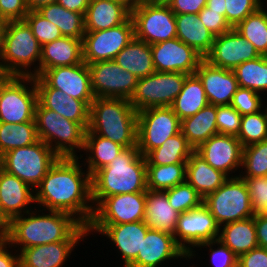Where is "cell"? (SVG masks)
<instances>
[{
  "instance_id": "89a4df30",
  "label": "cell",
  "mask_w": 267,
  "mask_h": 267,
  "mask_svg": "<svg viewBox=\"0 0 267 267\" xmlns=\"http://www.w3.org/2000/svg\"><path fill=\"white\" fill-rule=\"evenodd\" d=\"M4 24H5V21L0 17V35H1L2 31H3Z\"/></svg>"
},
{
  "instance_id": "03108f58",
  "label": "cell",
  "mask_w": 267,
  "mask_h": 267,
  "mask_svg": "<svg viewBox=\"0 0 267 267\" xmlns=\"http://www.w3.org/2000/svg\"><path fill=\"white\" fill-rule=\"evenodd\" d=\"M8 244L6 236H0V251Z\"/></svg>"
},
{
  "instance_id": "6f0895ef",
  "label": "cell",
  "mask_w": 267,
  "mask_h": 267,
  "mask_svg": "<svg viewBox=\"0 0 267 267\" xmlns=\"http://www.w3.org/2000/svg\"><path fill=\"white\" fill-rule=\"evenodd\" d=\"M254 223L258 246L267 249V213L255 214Z\"/></svg>"
},
{
  "instance_id": "d4e9b609",
  "label": "cell",
  "mask_w": 267,
  "mask_h": 267,
  "mask_svg": "<svg viewBox=\"0 0 267 267\" xmlns=\"http://www.w3.org/2000/svg\"><path fill=\"white\" fill-rule=\"evenodd\" d=\"M34 208V189L4 170L0 176V213L4 219L9 223Z\"/></svg>"
},
{
  "instance_id": "52a82bcc",
  "label": "cell",
  "mask_w": 267,
  "mask_h": 267,
  "mask_svg": "<svg viewBox=\"0 0 267 267\" xmlns=\"http://www.w3.org/2000/svg\"><path fill=\"white\" fill-rule=\"evenodd\" d=\"M203 205L219 226L255 216L247 184L240 176L229 177L203 199Z\"/></svg>"
},
{
  "instance_id": "9f6ffc18",
  "label": "cell",
  "mask_w": 267,
  "mask_h": 267,
  "mask_svg": "<svg viewBox=\"0 0 267 267\" xmlns=\"http://www.w3.org/2000/svg\"><path fill=\"white\" fill-rule=\"evenodd\" d=\"M207 0H172L168 5L175 15L198 14L205 6Z\"/></svg>"
},
{
  "instance_id": "1f68e13d",
  "label": "cell",
  "mask_w": 267,
  "mask_h": 267,
  "mask_svg": "<svg viewBox=\"0 0 267 267\" xmlns=\"http://www.w3.org/2000/svg\"><path fill=\"white\" fill-rule=\"evenodd\" d=\"M216 115L217 105L208 104L195 115L181 120L180 130L194 150L218 134Z\"/></svg>"
},
{
  "instance_id": "836d02e7",
  "label": "cell",
  "mask_w": 267,
  "mask_h": 267,
  "mask_svg": "<svg viewBox=\"0 0 267 267\" xmlns=\"http://www.w3.org/2000/svg\"><path fill=\"white\" fill-rule=\"evenodd\" d=\"M218 240L237 257L258 247L254 216L220 226Z\"/></svg>"
},
{
  "instance_id": "30bf717a",
  "label": "cell",
  "mask_w": 267,
  "mask_h": 267,
  "mask_svg": "<svg viewBox=\"0 0 267 267\" xmlns=\"http://www.w3.org/2000/svg\"><path fill=\"white\" fill-rule=\"evenodd\" d=\"M135 38L150 45L177 37L175 14L169 5L136 1L131 8Z\"/></svg>"
},
{
  "instance_id": "ac0fdd59",
  "label": "cell",
  "mask_w": 267,
  "mask_h": 267,
  "mask_svg": "<svg viewBox=\"0 0 267 267\" xmlns=\"http://www.w3.org/2000/svg\"><path fill=\"white\" fill-rule=\"evenodd\" d=\"M259 56L255 47L232 28L215 37L211 50L204 60L215 67L234 70L243 62L254 60Z\"/></svg>"
},
{
  "instance_id": "f35d334b",
  "label": "cell",
  "mask_w": 267,
  "mask_h": 267,
  "mask_svg": "<svg viewBox=\"0 0 267 267\" xmlns=\"http://www.w3.org/2000/svg\"><path fill=\"white\" fill-rule=\"evenodd\" d=\"M249 41L260 56H267V7L262 5L235 28Z\"/></svg>"
},
{
  "instance_id": "3957f363",
  "label": "cell",
  "mask_w": 267,
  "mask_h": 267,
  "mask_svg": "<svg viewBox=\"0 0 267 267\" xmlns=\"http://www.w3.org/2000/svg\"><path fill=\"white\" fill-rule=\"evenodd\" d=\"M94 208L112 195L146 192V158L138 147L125 148L107 166L91 176Z\"/></svg>"
},
{
  "instance_id": "680465c9",
  "label": "cell",
  "mask_w": 267,
  "mask_h": 267,
  "mask_svg": "<svg viewBox=\"0 0 267 267\" xmlns=\"http://www.w3.org/2000/svg\"><path fill=\"white\" fill-rule=\"evenodd\" d=\"M11 249H12V247L8 243L0 251V267H20L19 253L14 248L12 250Z\"/></svg>"
},
{
  "instance_id": "cb8c5ba5",
  "label": "cell",
  "mask_w": 267,
  "mask_h": 267,
  "mask_svg": "<svg viewBox=\"0 0 267 267\" xmlns=\"http://www.w3.org/2000/svg\"><path fill=\"white\" fill-rule=\"evenodd\" d=\"M194 74L202 82L209 104L217 106L231 104L239 88L233 70L215 67L203 59Z\"/></svg>"
},
{
  "instance_id": "e7e4bbea",
  "label": "cell",
  "mask_w": 267,
  "mask_h": 267,
  "mask_svg": "<svg viewBox=\"0 0 267 267\" xmlns=\"http://www.w3.org/2000/svg\"><path fill=\"white\" fill-rule=\"evenodd\" d=\"M109 1H115V2H118V3H123L130 11H131V8L136 3V0H109Z\"/></svg>"
},
{
  "instance_id": "e575fe53",
  "label": "cell",
  "mask_w": 267,
  "mask_h": 267,
  "mask_svg": "<svg viewBox=\"0 0 267 267\" xmlns=\"http://www.w3.org/2000/svg\"><path fill=\"white\" fill-rule=\"evenodd\" d=\"M114 61L138 79L154 73L151 45L134 38L116 55Z\"/></svg>"
},
{
  "instance_id": "003e7915",
  "label": "cell",
  "mask_w": 267,
  "mask_h": 267,
  "mask_svg": "<svg viewBox=\"0 0 267 267\" xmlns=\"http://www.w3.org/2000/svg\"><path fill=\"white\" fill-rule=\"evenodd\" d=\"M153 2L155 3H158V4H166L168 5L172 0H152Z\"/></svg>"
},
{
  "instance_id": "603a6c76",
  "label": "cell",
  "mask_w": 267,
  "mask_h": 267,
  "mask_svg": "<svg viewBox=\"0 0 267 267\" xmlns=\"http://www.w3.org/2000/svg\"><path fill=\"white\" fill-rule=\"evenodd\" d=\"M37 102L66 119L79 123L85 130L89 125L90 106L82 100L72 98L61 90L50 87L40 76L34 77Z\"/></svg>"
},
{
  "instance_id": "a7ac6f4b",
  "label": "cell",
  "mask_w": 267,
  "mask_h": 267,
  "mask_svg": "<svg viewBox=\"0 0 267 267\" xmlns=\"http://www.w3.org/2000/svg\"><path fill=\"white\" fill-rule=\"evenodd\" d=\"M4 171L3 156L0 154V176Z\"/></svg>"
},
{
  "instance_id": "816d5d0a",
  "label": "cell",
  "mask_w": 267,
  "mask_h": 267,
  "mask_svg": "<svg viewBox=\"0 0 267 267\" xmlns=\"http://www.w3.org/2000/svg\"><path fill=\"white\" fill-rule=\"evenodd\" d=\"M243 179L249 190L254 213H267V175Z\"/></svg>"
},
{
  "instance_id": "94428289",
  "label": "cell",
  "mask_w": 267,
  "mask_h": 267,
  "mask_svg": "<svg viewBox=\"0 0 267 267\" xmlns=\"http://www.w3.org/2000/svg\"><path fill=\"white\" fill-rule=\"evenodd\" d=\"M206 7L219 14L223 15L226 19V1L225 0H207Z\"/></svg>"
},
{
  "instance_id": "7bdbcfd3",
  "label": "cell",
  "mask_w": 267,
  "mask_h": 267,
  "mask_svg": "<svg viewBox=\"0 0 267 267\" xmlns=\"http://www.w3.org/2000/svg\"><path fill=\"white\" fill-rule=\"evenodd\" d=\"M244 171H243V170ZM267 175V140L243 147L241 178L264 177Z\"/></svg>"
},
{
  "instance_id": "f1b7e54d",
  "label": "cell",
  "mask_w": 267,
  "mask_h": 267,
  "mask_svg": "<svg viewBox=\"0 0 267 267\" xmlns=\"http://www.w3.org/2000/svg\"><path fill=\"white\" fill-rule=\"evenodd\" d=\"M229 177L214 169L195 150L186 163V182L204 199L215 192Z\"/></svg>"
},
{
  "instance_id": "c3c4849f",
  "label": "cell",
  "mask_w": 267,
  "mask_h": 267,
  "mask_svg": "<svg viewBox=\"0 0 267 267\" xmlns=\"http://www.w3.org/2000/svg\"><path fill=\"white\" fill-rule=\"evenodd\" d=\"M217 246V247H216ZM208 247V248H207ZM206 248L212 267H237L238 257L218 239L199 244L196 249ZM209 249V250H208Z\"/></svg>"
},
{
  "instance_id": "bcb514c9",
  "label": "cell",
  "mask_w": 267,
  "mask_h": 267,
  "mask_svg": "<svg viewBox=\"0 0 267 267\" xmlns=\"http://www.w3.org/2000/svg\"><path fill=\"white\" fill-rule=\"evenodd\" d=\"M24 20L31 27L33 35L41 46L63 37L59 28L45 19L38 11H29Z\"/></svg>"
},
{
  "instance_id": "6da1fadb",
  "label": "cell",
  "mask_w": 267,
  "mask_h": 267,
  "mask_svg": "<svg viewBox=\"0 0 267 267\" xmlns=\"http://www.w3.org/2000/svg\"><path fill=\"white\" fill-rule=\"evenodd\" d=\"M79 157H59L35 191V205L62 211L88 226L94 214L91 175Z\"/></svg>"
},
{
  "instance_id": "ba28073f",
  "label": "cell",
  "mask_w": 267,
  "mask_h": 267,
  "mask_svg": "<svg viewBox=\"0 0 267 267\" xmlns=\"http://www.w3.org/2000/svg\"><path fill=\"white\" fill-rule=\"evenodd\" d=\"M36 104L33 76H5L0 81V122H35Z\"/></svg>"
},
{
  "instance_id": "9a60e30c",
  "label": "cell",
  "mask_w": 267,
  "mask_h": 267,
  "mask_svg": "<svg viewBox=\"0 0 267 267\" xmlns=\"http://www.w3.org/2000/svg\"><path fill=\"white\" fill-rule=\"evenodd\" d=\"M91 89L95 98H122L130 100L138 78L124 70L114 60L88 64Z\"/></svg>"
},
{
  "instance_id": "ab89813d",
  "label": "cell",
  "mask_w": 267,
  "mask_h": 267,
  "mask_svg": "<svg viewBox=\"0 0 267 267\" xmlns=\"http://www.w3.org/2000/svg\"><path fill=\"white\" fill-rule=\"evenodd\" d=\"M38 140L35 122H0L1 155L15 148L30 146Z\"/></svg>"
},
{
  "instance_id": "d590c367",
  "label": "cell",
  "mask_w": 267,
  "mask_h": 267,
  "mask_svg": "<svg viewBox=\"0 0 267 267\" xmlns=\"http://www.w3.org/2000/svg\"><path fill=\"white\" fill-rule=\"evenodd\" d=\"M208 104L202 82L193 74L185 79L182 90L175 98L171 108L181 121L195 115Z\"/></svg>"
},
{
  "instance_id": "f546056e",
  "label": "cell",
  "mask_w": 267,
  "mask_h": 267,
  "mask_svg": "<svg viewBox=\"0 0 267 267\" xmlns=\"http://www.w3.org/2000/svg\"><path fill=\"white\" fill-rule=\"evenodd\" d=\"M179 214L170 205L165 191H146L144 222L149 229L174 235Z\"/></svg>"
},
{
  "instance_id": "f5cc1de1",
  "label": "cell",
  "mask_w": 267,
  "mask_h": 267,
  "mask_svg": "<svg viewBox=\"0 0 267 267\" xmlns=\"http://www.w3.org/2000/svg\"><path fill=\"white\" fill-rule=\"evenodd\" d=\"M203 25L215 37L230 31L232 28L219 12L211 11L206 6L197 14Z\"/></svg>"
},
{
  "instance_id": "4316f807",
  "label": "cell",
  "mask_w": 267,
  "mask_h": 267,
  "mask_svg": "<svg viewBox=\"0 0 267 267\" xmlns=\"http://www.w3.org/2000/svg\"><path fill=\"white\" fill-rule=\"evenodd\" d=\"M80 63H83L81 39L63 36L41 46L40 75L46 69Z\"/></svg>"
},
{
  "instance_id": "2e32d148",
  "label": "cell",
  "mask_w": 267,
  "mask_h": 267,
  "mask_svg": "<svg viewBox=\"0 0 267 267\" xmlns=\"http://www.w3.org/2000/svg\"><path fill=\"white\" fill-rule=\"evenodd\" d=\"M148 229L144 221L124 224H89L87 226L89 237L90 233L92 236L93 233H98L107 237L111 246L119 253V259L122 257L123 265L121 267H129L136 260Z\"/></svg>"
},
{
  "instance_id": "b9f144b4",
  "label": "cell",
  "mask_w": 267,
  "mask_h": 267,
  "mask_svg": "<svg viewBox=\"0 0 267 267\" xmlns=\"http://www.w3.org/2000/svg\"><path fill=\"white\" fill-rule=\"evenodd\" d=\"M233 72L239 87L256 91L263 96L267 95V56L243 62Z\"/></svg>"
},
{
  "instance_id": "e0dca14e",
  "label": "cell",
  "mask_w": 267,
  "mask_h": 267,
  "mask_svg": "<svg viewBox=\"0 0 267 267\" xmlns=\"http://www.w3.org/2000/svg\"><path fill=\"white\" fill-rule=\"evenodd\" d=\"M146 192L105 197L95 208L90 224H124L144 221Z\"/></svg>"
},
{
  "instance_id": "7dc6e473",
  "label": "cell",
  "mask_w": 267,
  "mask_h": 267,
  "mask_svg": "<svg viewBox=\"0 0 267 267\" xmlns=\"http://www.w3.org/2000/svg\"><path fill=\"white\" fill-rule=\"evenodd\" d=\"M263 97L262 94L256 91L239 87L230 105L241 115L254 114L263 109Z\"/></svg>"
},
{
  "instance_id": "83f0119b",
  "label": "cell",
  "mask_w": 267,
  "mask_h": 267,
  "mask_svg": "<svg viewBox=\"0 0 267 267\" xmlns=\"http://www.w3.org/2000/svg\"><path fill=\"white\" fill-rule=\"evenodd\" d=\"M131 11L123 4L109 0H90L84 15L85 32L106 30L123 24Z\"/></svg>"
},
{
  "instance_id": "8c879c8a",
  "label": "cell",
  "mask_w": 267,
  "mask_h": 267,
  "mask_svg": "<svg viewBox=\"0 0 267 267\" xmlns=\"http://www.w3.org/2000/svg\"><path fill=\"white\" fill-rule=\"evenodd\" d=\"M264 1H265L266 3H265ZM261 4L264 5V6H265V5L267 6V0H261Z\"/></svg>"
},
{
  "instance_id": "ee69618b",
  "label": "cell",
  "mask_w": 267,
  "mask_h": 267,
  "mask_svg": "<svg viewBox=\"0 0 267 267\" xmlns=\"http://www.w3.org/2000/svg\"><path fill=\"white\" fill-rule=\"evenodd\" d=\"M237 139L242 147L267 140V116L264 109L254 114L241 116V127Z\"/></svg>"
},
{
  "instance_id": "be15d7a7",
  "label": "cell",
  "mask_w": 267,
  "mask_h": 267,
  "mask_svg": "<svg viewBox=\"0 0 267 267\" xmlns=\"http://www.w3.org/2000/svg\"><path fill=\"white\" fill-rule=\"evenodd\" d=\"M8 232V222L0 213V236H6Z\"/></svg>"
},
{
  "instance_id": "60d3db41",
  "label": "cell",
  "mask_w": 267,
  "mask_h": 267,
  "mask_svg": "<svg viewBox=\"0 0 267 267\" xmlns=\"http://www.w3.org/2000/svg\"><path fill=\"white\" fill-rule=\"evenodd\" d=\"M147 190L165 191L186 182V163L146 165Z\"/></svg>"
},
{
  "instance_id": "7a4b0ae2",
  "label": "cell",
  "mask_w": 267,
  "mask_h": 267,
  "mask_svg": "<svg viewBox=\"0 0 267 267\" xmlns=\"http://www.w3.org/2000/svg\"><path fill=\"white\" fill-rule=\"evenodd\" d=\"M87 236V226L73 215L62 211L47 212L38 207L13 218L8 223L6 235L8 243L18 253L38 245L65 240H87Z\"/></svg>"
},
{
  "instance_id": "681fc988",
  "label": "cell",
  "mask_w": 267,
  "mask_h": 267,
  "mask_svg": "<svg viewBox=\"0 0 267 267\" xmlns=\"http://www.w3.org/2000/svg\"><path fill=\"white\" fill-rule=\"evenodd\" d=\"M226 21L231 28H235L241 21L246 19L262 6L261 0H225Z\"/></svg>"
},
{
  "instance_id": "8fae6325",
  "label": "cell",
  "mask_w": 267,
  "mask_h": 267,
  "mask_svg": "<svg viewBox=\"0 0 267 267\" xmlns=\"http://www.w3.org/2000/svg\"><path fill=\"white\" fill-rule=\"evenodd\" d=\"M189 75L182 72H158L138 79L130 99L139 112L150 107H171Z\"/></svg>"
},
{
  "instance_id": "f6af8a7d",
  "label": "cell",
  "mask_w": 267,
  "mask_h": 267,
  "mask_svg": "<svg viewBox=\"0 0 267 267\" xmlns=\"http://www.w3.org/2000/svg\"><path fill=\"white\" fill-rule=\"evenodd\" d=\"M165 192L170 205L180 214L203 204V198L187 182L178 184Z\"/></svg>"
},
{
  "instance_id": "484cf974",
  "label": "cell",
  "mask_w": 267,
  "mask_h": 267,
  "mask_svg": "<svg viewBox=\"0 0 267 267\" xmlns=\"http://www.w3.org/2000/svg\"><path fill=\"white\" fill-rule=\"evenodd\" d=\"M81 241L84 242L65 240L23 249L19 253L20 267H63Z\"/></svg>"
},
{
  "instance_id": "7402d4cb",
  "label": "cell",
  "mask_w": 267,
  "mask_h": 267,
  "mask_svg": "<svg viewBox=\"0 0 267 267\" xmlns=\"http://www.w3.org/2000/svg\"><path fill=\"white\" fill-rule=\"evenodd\" d=\"M40 77L50 87L61 90L72 98L85 101L89 106L95 98L91 89L90 71L85 62L46 69Z\"/></svg>"
},
{
  "instance_id": "4dcf8cb0",
  "label": "cell",
  "mask_w": 267,
  "mask_h": 267,
  "mask_svg": "<svg viewBox=\"0 0 267 267\" xmlns=\"http://www.w3.org/2000/svg\"><path fill=\"white\" fill-rule=\"evenodd\" d=\"M124 149L120 144L86 130L83 154L79 155V159L92 176L97 170L107 166Z\"/></svg>"
},
{
  "instance_id": "4fadbf2b",
  "label": "cell",
  "mask_w": 267,
  "mask_h": 267,
  "mask_svg": "<svg viewBox=\"0 0 267 267\" xmlns=\"http://www.w3.org/2000/svg\"><path fill=\"white\" fill-rule=\"evenodd\" d=\"M220 226L214 216L202 204L200 207L179 214L174 238L188 255V261L195 259L199 244L218 239Z\"/></svg>"
},
{
  "instance_id": "74e56055",
  "label": "cell",
  "mask_w": 267,
  "mask_h": 267,
  "mask_svg": "<svg viewBox=\"0 0 267 267\" xmlns=\"http://www.w3.org/2000/svg\"><path fill=\"white\" fill-rule=\"evenodd\" d=\"M37 11L57 26L62 36L83 39L85 34L83 14L67 10L58 3L43 6Z\"/></svg>"
},
{
  "instance_id": "91938a15",
  "label": "cell",
  "mask_w": 267,
  "mask_h": 267,
  "mask_svg": "<svg viewBox=\"0 0 267 267\" xmlns=\"http://www.w3.org/2000/svg\"><path fill=\"white\" fill-rule=\"evenodd\" d=\"M65 9L85 15L90 0H58Z\"/></svg>"
},
{
  "instance_id": "ffe728a7",
  "label": "cell",
  "mask_w": 267,
  "mask_h": 267,
  "mask_svg": "<svg viewBox=\"0 0 267 267\" xmlns=\"http://www.w3.org/2000/svg\"><path fill=\"white\" fill-rule=\"evenodd\" d=\"M153 64L158 72H182L193 75L204 59L177 37L151 45Z\"/></svg>"
},
{
  "instance_id": "44dd1931",
  "label": "cell",
  "mask_w": 267,
  "mask_h": 267,
  "mask_svg": "<svg viewBox=\"0 0 267 267\" xmlns=\"http://www.w3.org/2000/svg\"><path fill=\"white\" fill-rule=\"evenodd\" d=\"M188 260V255L177 244L174 235L160 230L148 229L142 240L141 251L129 267H164L166 262ZM161 265V266H160Z\"/></svg>"
},
{
  "instance_id": "d6a6232c",
  "label": "cell",
  "mask_w": 267,
  "mask_h": 267,
  "mask_svg": "<svg viewBox=\"0 0 267 267\" xmlns=\"http://www.w3.org/2000/svg\"><path fill=\"white\" fill-rule=\"evenodd\" d=\"M177 38L191 46L203 58L210 52L215 36L196 14L175 15Z\"/></svg>"
},
{
  "instance_id": "277c9868",
  "label": "cell",
  "mask_w": 267,
  "mask_h": 267,
  "mask_svg": "<svg viewBox=\"0 0 267 267\" xmlns=\"http://www.w3.org/2000/svg\"><path fill=\"white\" fill-rule=\"evenodd\" d=\"M41 45L25 20L7 21L0 35V72L40 76ZM32 66V67H31Z\"/></svg>"
},
{
  "instance_id": "d6986e66",
  "label": "cell",
  "mask_w": 267,
  "mask_h": 267,
  "mask_svg": "<svg viewBox=\"0 0 267 267\" xmlns=\"http://www.w3.org/2000/svg\"><path fill=\"white\" fill-rule=\"evenodd\" d=\"M195 151L214 169L222 171L228 177L239 176L243 147L236 136L215 134Z\"/></svg>"
},
{
  "instance_id": "8992f818",
  "label": "cell",
  "mask_w": 267,
  "mask_h": 267,
  "mask_svg": "<svg viewBox=\"0 0 267 267\" xmlns=\"http://www.w3.org/2000/svg\"><path fill=\"white\" fill-rule=\"evenodd\" d=\"M38 139L46 143L59 157H79L83 152L86 130L77 122L38 102L34 116Z\"/></svg>"
},
{
  "instance_id": "2644e50d",
  "label": "cell",
  "mask_w": 267,
  "mask_h": 267,
  "mask_svg": "<svg viewBox=\"0 0 267 267\" xmlns=\"http://www.w3.org/2000/svg\"><path fill=\"white\" fill-rule=\"evenodd\" d=\"M265 103H267V101H265V97H264L263 109L265 110V113H266V116H267V105Z\"/></svg>"
},
{
  "instance_id": "7c38bea8",
  "label": "cell",
  "mask_w": 267,
  "mask_h": 267,
  "mask_svg": "<svg viewBox=\"0 0 267 267\" xmlns=\"http://www.w3.org/2000/svg\"><path fill=\"white\" fill-rule=\"evenodd\" d=\"M181 121L171 107H150L137 112V147L144 157L179 133Z\"/></svg>"
},
{
  "instance_id": "8d00e7d4",
  "label": "cell",
  "mask_w": 267,
  "mask_h": 267,
  "mask_svg": "<svg viewBox=\"0 0 267 267\" xmlns=\"http://www.w3.org/2000/svg\"><path fill=\"white\" fill-rule=\"evenodd\" d=\"M194 149L188 144L180 131L169 137L160 147L150 151L146 156V165H169L187 163Z\"/></svg>"
},
{
  "instance_id": "5b68a950",
  "label": "cell",
  "mask_w": 267,
  "mask_h": 267,
  "mask_svg": "<svg viewBox=\"0 0 267 267\" xmlns=\"http://www.w3.org/2000/svg\"><path fill=\"white\" fill-rule=\"evenodd\" d=\"M87 130L108 138L124 148L137 146V111L130 100L94 98Z\"/></svg>"
},
{
  "instance_id": "11a10c76",
  "label": "cell",
  "mask_w": 267,
  "mask_h": 267,
  "mask_svg": "<svg viewBox=\"0 0 267 267\" xmlns=\"http://www.w3.org/2000/svg\"><path fill=\"white\" fill-rule=\"evenodd\" d=\"M237 267H267V249L258 246L240 255Z\"/></svg>"
},
{
  "instance_id": "5bb4252c",
  "label": "cell",
  "mask_w": 267,
  "mask_h": 267,
  "mask_svg": "<svg viewBox=\"0 0 267 267\" xmlns=\"http://www.w3.org/2000/svg\"><path fill=\"white\" fill-rule=\"evenodd\" d=\"M134 38V23L131 16L116 27L85 32L82 39L83 62L88 65L114 60L116 55Z\"/></svg>"
},
{
  "instance_id": "9c48e42d",
  "label": "cell",
  "mask_w": 267,
  "mask_h": 267,
  "mask_svg": "<svg viewBox=\"0 0 267 267\" xmlns=\"http://www.w3.org/2000/svg\"><path fill=\"white\" fill-rule=\"evenodd\" d=\"M3 156L4 170L36 189L59 156L42 140L12 149Z\"/></svg>"
},
{
  "instance_id": "f907efd6",
  "label": "cell",
  "mask_w": 267,
  "mask_h": 267,
  "mask_svg": "<svg viewBox=\"0 0 267 267\" xmlns=\"http://www.w3.org/2000/svg\"><path fill=\"white\" fill-rule=\"evenodd\" d=\"M241 116L231 105L217 106L216 124L218 133L237 137L241 127Z\"/></svg>"
},
{
  "instance_id": "753ad0ef",
  "label": "cell",
  "mask_w": 267,
  "mask_h": 267,
  "mask_svg": "<svg viewBox=\"0 0 267 267\" xmlns=\"http://www.w3.org/2000/svg\"><path fill=\"white\" fill-rule=\"evenodd\" d=\"M5 77V75H1L0 76V81Z\"/></svg>"
},
{
  "instance_id": "db71d44e",
  "label": "cell",
  "mask_w": 267,
  "mask_h": 267,
  "mask_svg": "<svg viewBox=\"0 0 267 267\" xmlns=\"http://www.w3.org/2000/svg\"><path fill=\"white\" fill-rule=\"evenodd\" d=\"M28 12L26 0H0V17L5 22L24 20Z\"/></svg>"
},
{
  "instance_id": "6125c7cd",
  "label": "cell",
  "mask_w": 267,
  "mask_h": 267,
  "mask_svg": "<svg viewBox=\"0 0 267 267\" xmlns=\"http://www.w3.org/2000/svg\"><path fill=\"white\" fill-rule=\"evenodd\" d=\"M29 11H37L41 7L57 3L58 0H26Z\"/></svg>"
}]
</instances>
